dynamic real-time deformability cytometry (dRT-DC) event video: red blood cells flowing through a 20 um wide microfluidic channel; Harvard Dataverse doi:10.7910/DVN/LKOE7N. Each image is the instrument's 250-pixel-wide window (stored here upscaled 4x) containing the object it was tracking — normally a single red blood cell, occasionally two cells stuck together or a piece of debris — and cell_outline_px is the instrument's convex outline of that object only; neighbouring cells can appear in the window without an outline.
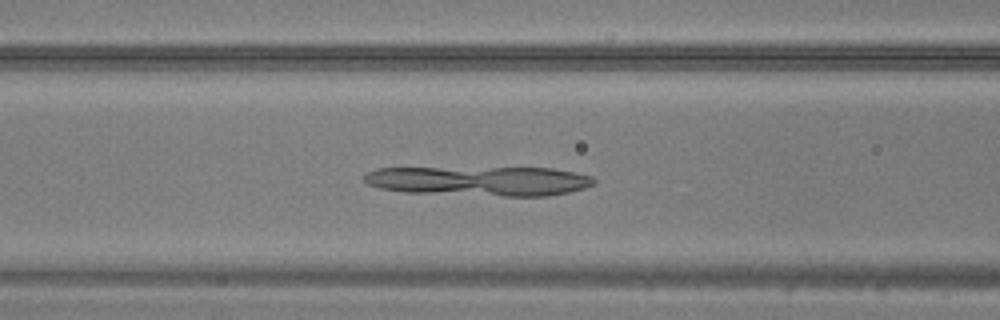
{"species": "common noctule bat (a hibernating species)", "species_latin": "Nyctalus noctula", "temperature_condition": "warm", "stored_images_in_passage": 47, "camera_frame_rate_fps": 3000, "um_per_image_px": 0.085, "animal": {"sex": "male", "body_mass_g": 20.5, "forearm_length_mm": 52.5}, "frame": {"image": 1, "passage_image": 19, "time_ms": 6.0, "image_size_px": [1000, 320], "cell_outline_px": [[596, 184], [584, 188], [568, 192], [548, 196], [504, 196], [404, 192], [380, 188], [368, 184], [364, 180], [364, 176], [368, 172], [376, 168], [552, 168], [592, 176], [596, 180]], "centroid_in_image_um": [40.78, 15.38], "position_along_channel_um": 125.8, "area_um2": 39.59}}